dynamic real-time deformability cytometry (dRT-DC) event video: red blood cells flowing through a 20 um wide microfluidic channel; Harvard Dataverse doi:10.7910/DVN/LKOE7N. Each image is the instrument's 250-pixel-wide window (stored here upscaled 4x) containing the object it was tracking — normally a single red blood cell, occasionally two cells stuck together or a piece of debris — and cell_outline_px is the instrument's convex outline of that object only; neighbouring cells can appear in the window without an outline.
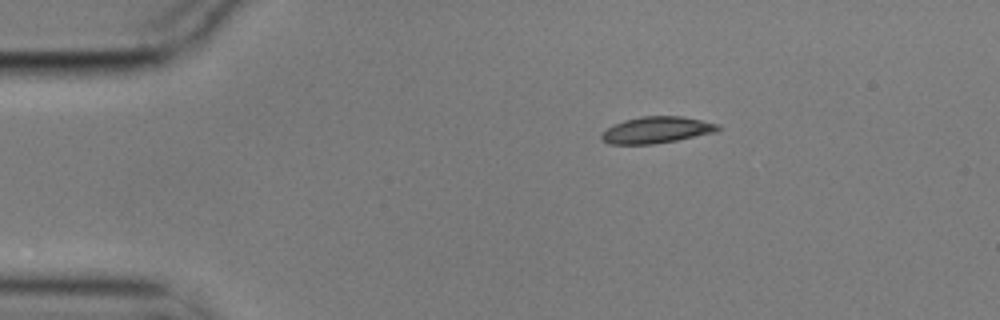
{"species": "common noctule bat (a hibernating species)", "species_latin": "Nyctalus noctula", "temperature_condition": "cold", "stored_images_in_passage": 4, "camera_frame_rate_fps": 3000, "um_per_image_px": 0.085, "animal": {"sex": "male", "body_mass_g": 17.9}, "frame": {"image": 1, "passage_image": 1, "time_ms": 0.0, "image_size_px": [1000, 320], "cell_outline_px": [[720, 128], [716, 132], [676, 140], [652, 144], [608, 144], [600, 136], [608, 128], [624, 120], [640, 116], [684, 116], [720, 124]], "centroid_in_image_um": [55.85, 11.04], "position_along_channel_um": 29.2, "area_um2": 17.86}}
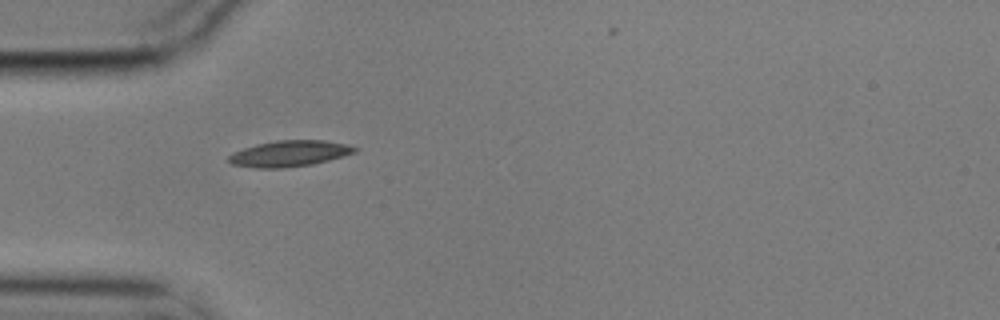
{"frame": {"image": 2, "passage_image": 3, "time_ms": 0.667, "image_size_px": [1000, 320], "cell_outline_px": [[360, 148], [356, 152], [344, 156], [312, 164], [280, 168], [256, 168], [232, 164], [228, 160], [228, 156], [232, 152], [256, 144], [276, 140], [324, 140], [348, 144]], "centroid_in_image_um": [24.62, 13.04], "position_along_channel_um": 60.4, "area_um2": 19.19}}
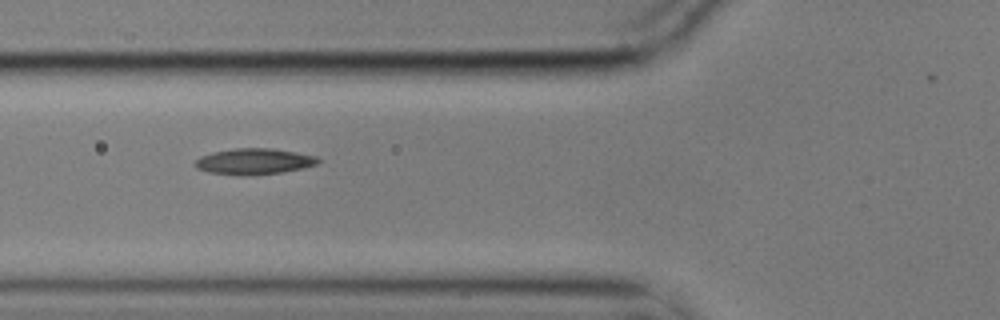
{"frame": {"image": 3, "passage_image": 4, "time_ms": 1.0, "image_size_px": [1000, 320], "cell_outline_px": [[320, 160], [316, 164], [304, 168], [280, 172], [208, 172], [196, 168], [196, 160], [200, 156], [212, 152], [236, 148], [272, 148], [296, 152], [316, 156]], "centroid_in_image_um": [21.64, 13.66], "position_along_channel_um": 104.2, "area_um2": 17.51}}